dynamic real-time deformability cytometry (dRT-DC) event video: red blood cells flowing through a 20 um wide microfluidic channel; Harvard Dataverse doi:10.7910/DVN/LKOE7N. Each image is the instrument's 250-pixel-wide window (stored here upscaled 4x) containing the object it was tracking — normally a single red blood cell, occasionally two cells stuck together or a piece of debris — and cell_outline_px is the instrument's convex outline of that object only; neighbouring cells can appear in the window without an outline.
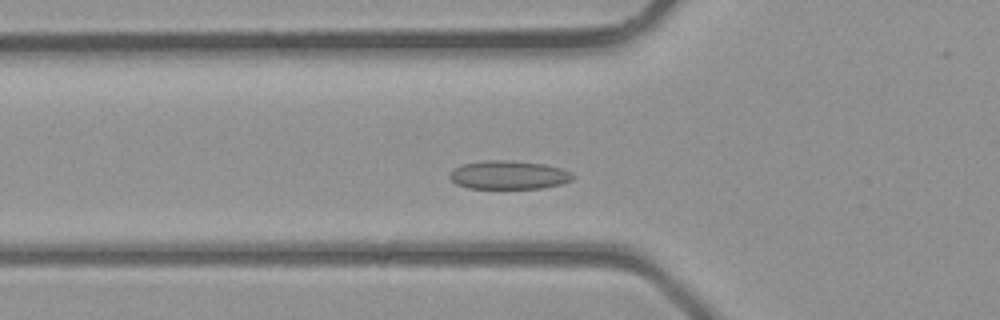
{"species": "common noctule bat (a hibernating species)", "species_latin": "Nyctalus noctula", "temperature_condition": "room temperature", "stored_images_in_passage": 39, "camera_frame_rate_fps": 3000, "um_per_image_px": 0.085, "animal": {"sex": "male", "body_mass_g": 23.1, "forearm_length_mm": 52.7}, "frame": {"image": 1, "passage_image": 11, "time_ms": 3.333, "image_size_px": [1000, 320], "cell_outline_px": [[576, 176], [572, 180], [560, 184], [544, 188], [468, 188], [456, 184], [448, 176], [452, 168], [464, 164], [484, 160], [512, 160], [544, 164], [560, 168], [572, 172]], "centroid_in_image_um": [43.24, 14.86], "position_along_channel_um": 82.6, "area_um2": 20.63}}
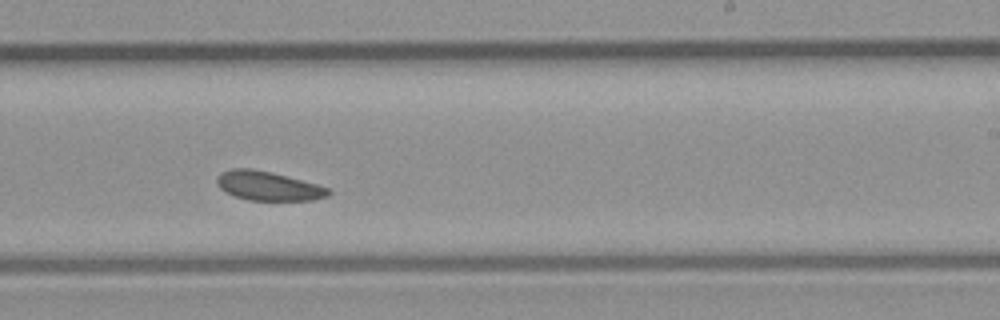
{"frame": {"image": 2, "passage_image": 22, "time_ms": 7.0, "image_size_px": [1000, 320], "cell_outline_px": [[332, 192], [328, 196], [312, 200], [248, 200], [224, 192], [220, 188], [216, 180], [220, 172], [232, 168], [252, 168], [272, 172], [288, 176], [332, 188]], "centroid_in_image_um": [22.82, 15.8], "position_along_channel_um": 266.2, "area_um2": 19.13}}
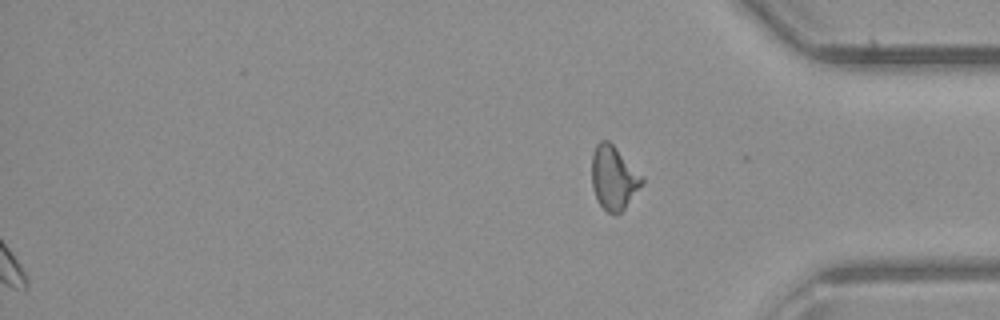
{"frame": {"image": 3, "passage_image": 39, "time_ms": 12.667, "image_size_px": [1000, 320], "cell_outline_px": [[644, 180], [624, 208], [616, 216], [608, 212], [600, 204], [592, 188], [592, 152], [596, 144], [600, 140], [608, 140], [644, 176]], "centroid_in_image_um": [52.15, 15.09], "position_along_channel_um": 383.1, "area_um2": 18.44}}